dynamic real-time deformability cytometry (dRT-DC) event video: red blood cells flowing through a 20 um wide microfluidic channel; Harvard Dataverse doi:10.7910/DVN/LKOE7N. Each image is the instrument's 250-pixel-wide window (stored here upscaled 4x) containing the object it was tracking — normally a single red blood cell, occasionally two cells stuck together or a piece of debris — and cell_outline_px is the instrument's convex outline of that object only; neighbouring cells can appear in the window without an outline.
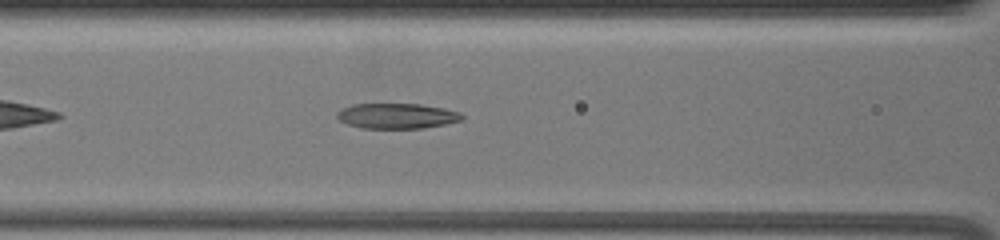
{"species": "common noctule bat (a hibernating species)", "species_latin": "Nyctalus noctula", "temperature_condition": "warm", "stored_images_in_passage": 39, "camera_frame_rate_fps": 3000, "um_per_image_px": 0.085, "animal": {"sex": "female", "body_mass_g": 19.5, "forearm_length_mm": 54.1}, "frame": {"image": 1, "passage_image": 10, "time_ms": 3.0, "image_size_px": [1000, 240], "cell_outline_px": [[464, 120], [424, 128], [360, 128], [348, 124], [340, 120], [336, 116], [336, 112], [340, 108], [352, 104], [420, 104], [444, 108], [460, 112], [464, 116]], "centroid_in_image_um": [33.73, 9.85], "position_along_channel_um": 132.9, "area_um2": 18.55}}
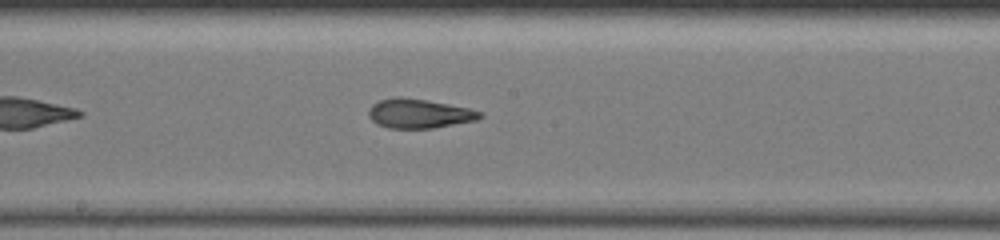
{"frame": {"image": 2, "passage_image": 17, "time_ms": 5.333, "image_size_px": [1000, 240], "cell_outline_px": [[484, 116], [476, 120], [432, 128], [388, 128], [376, 124], [368, 116], [368, 108], [372, 104], [380, 100], [392, 96], [400, 96], [448, 104], [468, 108], [484, 112]], "centroid_in_image_um": [35.59, 9.64], "position_along_channel_um": 212.6, "area_um2": 19.07}}
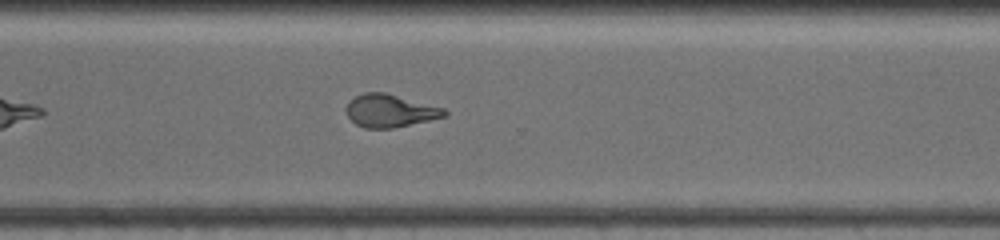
{"frame": {"image": 3, "passage_image": 28, "time_ms": 9.0, "image_size_px": [1000, 240], "cell_outline_px": [[448, 112], [444, 116], [428, 120], [392, 128], [364, 128], [356, 124], [348, 116], [344, 108], [348, 100], [364, 92], [384, 92], [444, 108]], "centroid_in_image_um": [33.09, 9.4], "position_along_channel_um": 337.5, "area_um2": 18.61}, "authors_computed_cell_mechanics": {"area_um2": 18.9584, "velocity_mm_per_s": 3.4182, "shape_relaxation_time_tau1_ms": 8.4553, "shape_relaxation_time_tau2_ms": 2.0737, "deformation_change_tau1": 0.2862, "deformation_change_tau2": 0.1032}}